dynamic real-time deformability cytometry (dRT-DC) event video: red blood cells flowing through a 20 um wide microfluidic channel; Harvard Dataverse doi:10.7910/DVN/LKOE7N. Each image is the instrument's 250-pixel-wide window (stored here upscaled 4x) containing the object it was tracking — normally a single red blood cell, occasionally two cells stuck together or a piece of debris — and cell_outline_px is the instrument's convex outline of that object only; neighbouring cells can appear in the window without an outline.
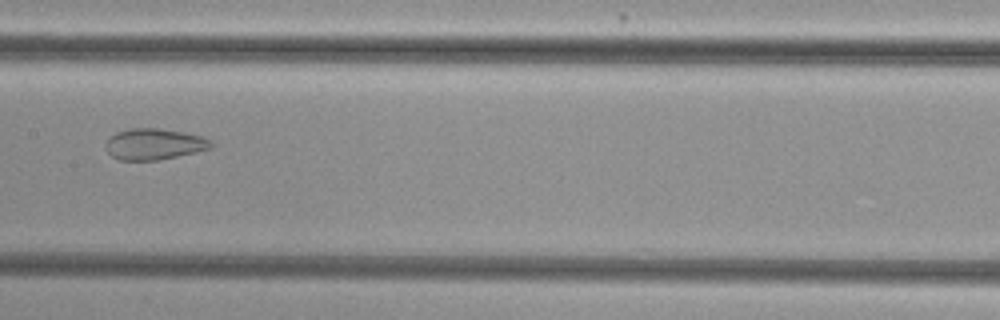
{"species": "common noctule bat (a hibernating species)", "species_latin": "Nyctalus noctula", "temperature_condition": "cold", "stored_images_in_passage": 44, "camera_frame_rate_fps": 3000, "um_per_image_px": 0.085, "animal": {"sex": "female", "body_mass_g": 29.2, "forearm_length_mm": 56.3}, "frame": {"image": 1, "passage_image": 20, "time_ms": 6.333, "image_size_px": [1000, 320], "cell_outline_px": [[212, 148], [196, 152], [156, 160], [120, 160], [112, 156], [108, 152], [108, 136], [116, 132], [128, 128], [156, 128], [184, 132], [204, 136], [212, 140]], "centroid_in_image_um": [13.14, 12.23], "position_along_channel_um": 194.3, "area_um2": 19.07}}
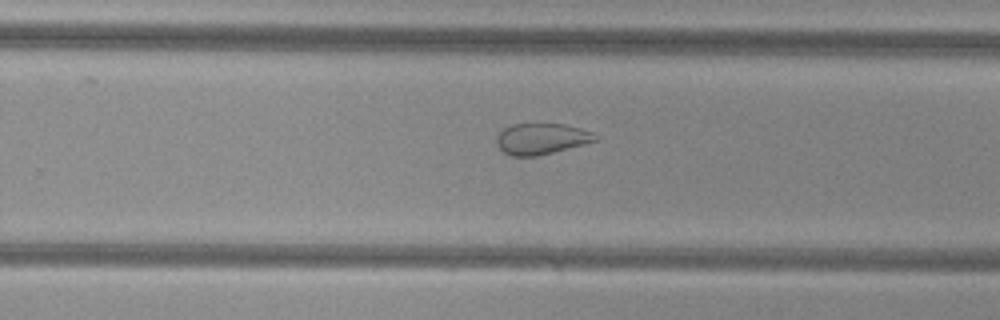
{"frame": {"image": 2, "passage_image": 27, "time_ms": 8.667, "image_size_px": [1000, 320], "cell_outline_px": [[600, 140], [536, 156], [512, 156], [504, 152], [496, 144], [496, 136], [504, 128], [512, 124], [564, 124], [580, 128], [592, 132]], "centroid_in_image_um": [46.01, 11.79], "position_along_channel_um": 283.8, "area_um2": 17.74}}
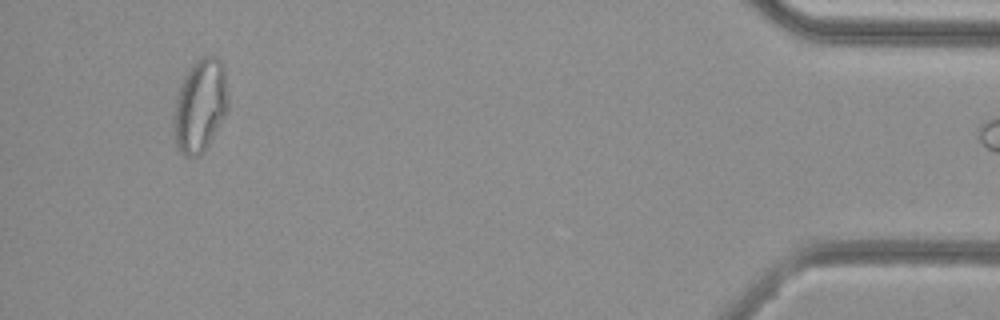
{"frame": {"image": 3, "passage_image": 43, "time_ms": 14.0, "image_size_px": [1000, 320], "cell_outline_px": [[228, 112], [208, 144], [200, 156], [184, 156], [176, 148], [172, 124], [172, 120], [176, 96], [184, 76], [192, 64], [196, 60], [204, 56], [212, 56], [220, 60], [224, 64], [228, 92]], "centroid_in_image_um": [17.0, 8.99], "position_along_channel_um": 418.2, "area_um2": 30.0}}